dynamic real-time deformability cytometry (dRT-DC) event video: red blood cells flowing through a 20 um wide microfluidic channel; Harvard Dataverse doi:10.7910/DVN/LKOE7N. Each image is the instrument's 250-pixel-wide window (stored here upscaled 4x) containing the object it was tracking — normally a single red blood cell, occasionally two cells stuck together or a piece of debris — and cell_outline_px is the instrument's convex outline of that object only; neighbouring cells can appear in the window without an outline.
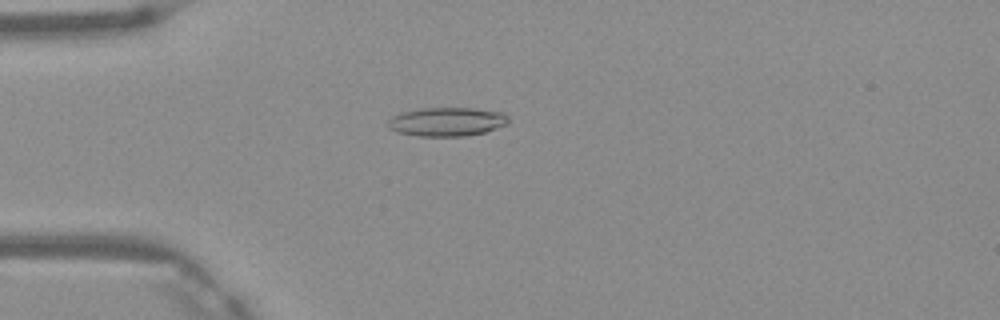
{"species": "Egyptian fruit bat (a non-hibernating species)", "species_latin": "Rousettus aegyptiacus", "temperature_condition": "warm", "stored_images_in_passage": 2, "camera_frame_rate_fps": 3000, "um_per_image_px": 0.085, "frame": {"image": 1, "passage_image": 1, "time_ms": 0.0, "image_size_px": [1000, 320], "cell_outline_px": [[508, 124], [484, 132], [464, 136], [416, 136], [396, 132], [388, 128], [388, 120], [392, 116], [404, 112], [420, 108], [472, 108], [504, 112], [508, 116]], "centroid_in_image_um": [37.98, 10.35], "position_along_channel_um": 47.0, "area_um2": 20.29}}